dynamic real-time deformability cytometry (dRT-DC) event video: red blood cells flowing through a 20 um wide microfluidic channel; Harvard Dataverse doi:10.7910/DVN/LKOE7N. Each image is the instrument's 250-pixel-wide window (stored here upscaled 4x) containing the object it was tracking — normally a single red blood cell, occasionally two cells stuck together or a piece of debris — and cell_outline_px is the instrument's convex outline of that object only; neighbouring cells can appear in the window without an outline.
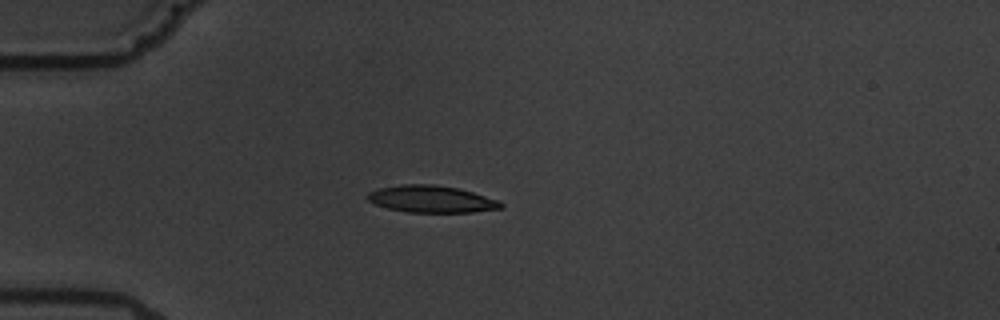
{"species": "common noctule bat (a hibernating species)", "species_latin": "Nyctalus noctula", "temperature_condition": "warm", "stored_images_in_passage": 11, "camera_frame_rate_fps": 3000, "um_per_image_px": 0.085, "animal": {"sex": "male", "body_mass_g": 19.5, "forearm_length_mm": 54.6}, "frame": {"image": 1, "passage_image": 4, "time_ms": 3.333, "image_size_px": [1000, 320], "cell_outline_px": [[504, 208], [472, 212], [408, 212], [388, 208], [376, 204], [368, 200], [368, 192], [380, 188], [400, 184], [432, 184], [456, 188], [472, 192], [500, 200], [504, 204]], "centroid_in_image_um": [36.71, 16.92], "position_along_channel_um": 48.3, "area_um2": 20.87}}
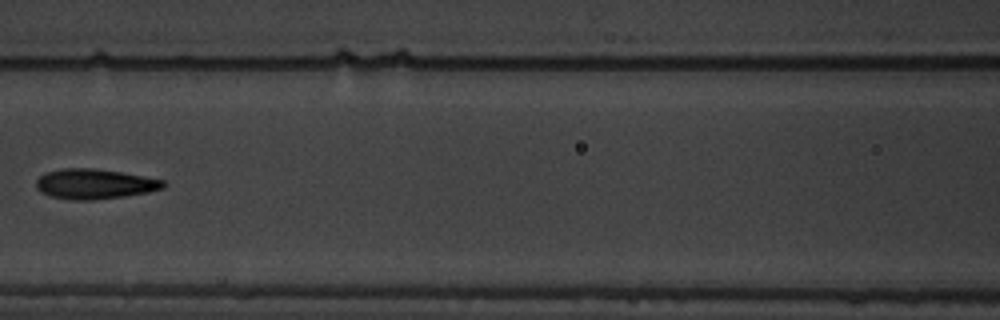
{"frame": {"image": 2, "passage_image": 7, "time_ms": 7.0, "image_size_px": [1000, 320], "cell_outline_px": [[164, 188], [148, 192], [124, 196], [92, 200], [72, 200], [48, 196], [40, 192], [36, 188], [36, 180], [44, 172], [64, 168], [92, 168], [120, 172], [164, 180]], "centroid_in_image_um": [7.98, 15.64], "position_along_channel_um": 158.6, "area_um2": 22.25}}
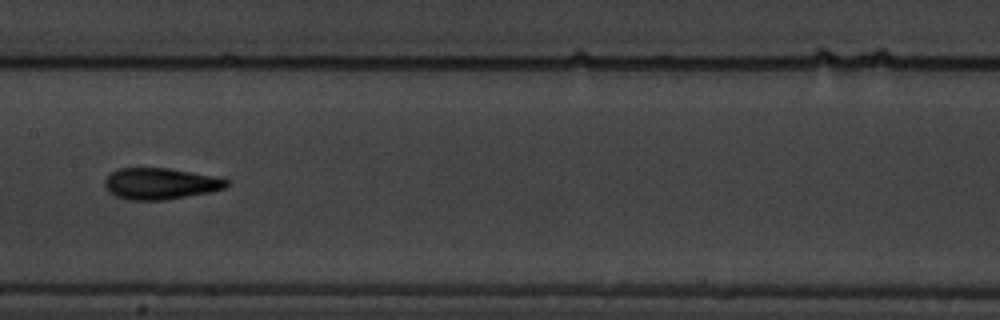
{"frame": {"image": 3, "passage_image": 8, "time_ms": 8.0, "image_size_px": [1000, 320], "cell_outline_px": [[228, 184], [224, 188], [212, 192], [164, 200], [128, 200], [116, 196], [108, 192], [104, 184], [104, 180], [112, 172], [120, 168], [168, 168], [212, 176], [228, 180]], "centroid_in_image_um": [13.6, 15.62], "position_along_channel_um": 193.8, "area_um2": 22.14}}